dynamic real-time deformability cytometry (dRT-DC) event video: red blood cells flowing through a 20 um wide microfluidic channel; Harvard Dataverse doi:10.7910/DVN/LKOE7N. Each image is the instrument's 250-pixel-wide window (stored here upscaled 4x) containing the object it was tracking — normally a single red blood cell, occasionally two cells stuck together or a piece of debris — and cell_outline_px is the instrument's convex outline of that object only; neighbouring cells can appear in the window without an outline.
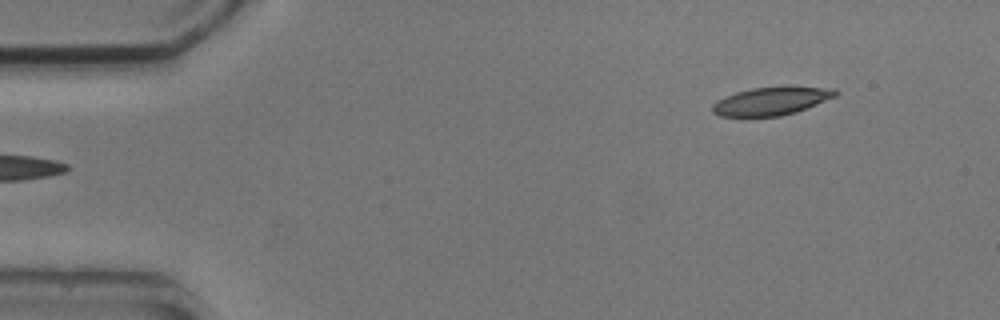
{"species": "common noctule bat (a hibernating species)", "species_latin": "Nyctalus noctula", "temperature_condition": "cold", "stored_images_in_passage": 5, "camera_frame_rate_fps": 3000, "um_per_image_px": 0.085, "animal": {"sex": "male", "body_mass_g": 20.5, "forearm_length_mm": 52.5}, "frame": {"image": 1, "passage_image": 1, "time_ms": 0.0, "image_size_px": [1000, 320], "cell_outline_px": [[840, 92], [836, 96], [796, 112], [780, 116], [720, 116], [712, 112], [712, 104], [716, 100], [724, 96], [736, 92], [752, 88], [788, 84], [836, 88]], "centroid_in_image_um": [65.62, 8.54], "position_along_channel_um": 19.4, "area_um2": 20.87}}
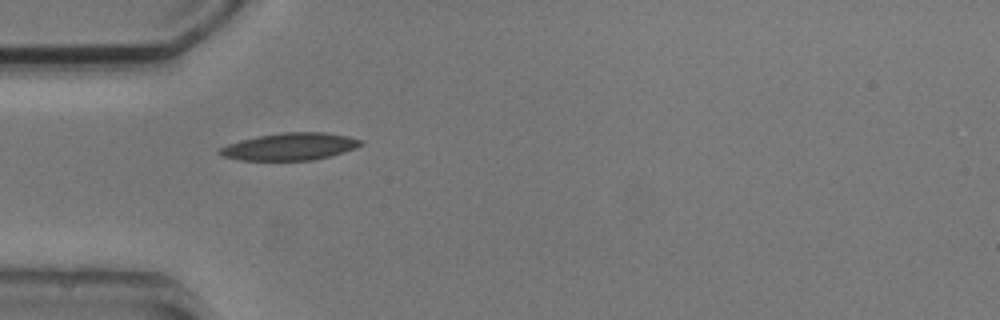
{"frame": {"image": 2, "passage_image": 4, "time_ms": 3.333, "image_size_px": [1000, 320], "cell_outline_px": [[364, 144], [356, 148], [332, 156], [312, 160], [240, 160], [220, 156], [216, 152], [220, 148], [228, 144], [240, 140], [260, 136], [284, 132], [324, 132], [348, 136], [364, 140]], "centroid_in_image_um": [24.67, 12.46], "position_along_channel_um": 60.3, "area_um2": 22.54}}